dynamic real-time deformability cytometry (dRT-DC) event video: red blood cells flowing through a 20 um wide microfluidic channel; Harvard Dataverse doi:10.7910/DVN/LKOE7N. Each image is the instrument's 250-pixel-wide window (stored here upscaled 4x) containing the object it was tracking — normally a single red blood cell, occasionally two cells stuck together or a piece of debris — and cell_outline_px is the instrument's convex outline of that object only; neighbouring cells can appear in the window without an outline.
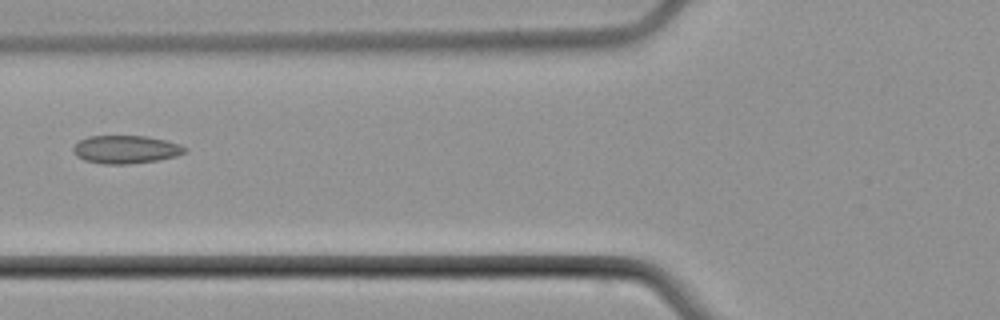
{"species": "common noctule bat (a hibernating species)", "species_latin": "Nyctalus noctula", "temperature_condition": "cold", "stored_images_in_passage": 3, "camera_frame_rate_fps": 3000, "um_per_image_px": 0.085, "animal": {"sex": "male", "body_mass_g": 21.5, "forearm_length_mm": 52.0}, "frame": {"image": 1, "passage_image": 3, "time_ms": 2.333, "image_size_px": [1000, 320], "cell_outline_px": [[188, 152], [176, 156], [156, 160], [128, 164], [104, 164], [84, 160], [76, 156], [72, 152], [72, 148], [80, 140], [88, 136], [144, 136], [164, 140], [180, 144], [188, 148]], "centroid_in_image_um": [10.69, 12.7], "position_along_channel_um": 115.1, "area_um2": 18.26}}